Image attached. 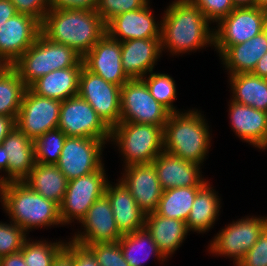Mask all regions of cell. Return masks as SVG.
I'll list each match as a JSON object with an SVG mask.
<instances>
[{"instance_id": "20", "label": "cell", "mask_w": 267, "mask_h": 266, "mask_svg": "<svg viewBox=\"0 0 267 266\" xmlns=\"http://www.w3.org/2000/svg\"><path fill=\"white\" fill-rule=\"evenodd\" d=\"M152 163L163 190L204 186L208 182L200 174L201 165L188 162L165 151H162Z\"/></svg>"}, {"instance_id": "44", "label": "cell", "mask_w": 267, "mask_h": 266, "mask_svg": "<svg viewBox=\"0 0 267 266\" xmlns=\"http://www.w3.org/2000/svg\"><path fill=\"white\" fill-rule=\"evenodd\" d=\"M75 266H99L95 256L87 248L74 243Z\"/></svg>"}, {"instance_id": "31", "label": "cell", "mask_w": 267, "mask_h": 266, "mask_svg": "<svg viewBox=\"0 0 267 266\" xmlns=\"http://www.w3.org/2000/svg\"><path fill=\"white\" fill-rule=\"evenodd\" d=\"M118 242L124 259L130 266H144V261L150 255H154L158 258L157 260L163 262L166 259L145 227L132 233L124 234Z\"/></svg>"}, {"instance_id": "6", "label": "cell", "mask_w": 267, "mask_h": 266, "mask_svg": "<svg viewBox=\"0 0 267 266\" xmlns=\"http://www.w3.org/2000/svg\"><path fill=\"white\" fill-rule=\"evenodd\" d=\"M163 128L132 122H119L111 128L110 140L122 153L124 167L152 163L164 151Z\"/></svg>"}, {"instance_id": "47", "label": "cell", "mask_w": 267, "mask_h": 266, "mask_svg": "<svg viewBox=\"0 0 267 266\" xmlns=\"http://www.w3.org/2000/svg\"><path fill=\"white\" fill-rule=\"evenodd\" d=\"M0 266H27L25 264L22 252L9 254L0 257Z\"/></svg>"}, {"instance_id": "54", "label": "cell", "mask_w": 267, "mask_h": 266, "mask_svg": "<svg viewBox=\"0 0 267 266\" xmlns=\"http://www.w3.org/2000/svg\"><path fill=\"white\" fill-rule=\"evenodd\" d=\"M264 33L267 36V13H266L265 21H264Z\"/></svg>"}, {"instance_id": "41", "label": "cell", "mask_w": 267, "mask_h": 266, "mask_svg": "<svg viewBox=\"0 0 267 266\" xmlns=\"http://www.w3.org/2000/svg\"><path fill=\"white\" fill-rule=\"evenodd\" d=\"M235 266H267V226L260 233L257 242Z\"/></svg>"}, {"instance_id": "13", "label": "cell", "mask_w": 267, "mask_h": 266, "mask_svg": "<svg viewBox=\"0 0 267 266\" xmlns=\"http://www.w3.org/2000/svg\"><path fill=\"white\" fill-rule=\"evenodd\" d=\"M61 103L27 88L15 121L16 127L34 141L47 131L58 128Z\"/></svg>"}, {"instance_id": "32", "label": "cell", "mask_w": 267, "mask_h": 266, "mask_svg": "<svg viewBox=\"0 0 267 266\" xmlns=\"http://www.w3.org/2000/svg\"><path fill=\"white\" fill-rule=\"evenodd\" d=\"M202 187H178L163 190L155 212L160 216L186 222L194 199Z\"/></svg>"}, {"instance_id": "28", "label": "cell", "mask_w": 267, "mask_h": 266, "mask_svg": "<svg viewBox=\"0 0 267 266\" xmlns=\"http://www.w3.org/2000/svg\"><path fill=\"white\" fill-rule=\"evenodd\" d=\"M44 198L61 205L68 179L56 164L36 163L29 175L22 181Z\"/></svg>"}, {"instance_id": "16", "label": "cell", "mask_w": 267, "mask_h": 266, "mask_svg": "<svg viewBox=\"0 0 267 266\" xmlns=\"http://www.w3.org/2000/svg\"><path fill=\"white\" fill-rule=\"evenodd\" d=\"M41 22L18 13L0 26V60L12 65L38 38Z\"/></svg>"}, {"instance_id": "49", "label": "cell", "mask_w": 267, "mask_h": 266, "mask_svg": "<svg viewBox=\"0 0 267 266\" xmlns=\"http://www.w3.org/2000/svg\"><path fill=\"white\" fill-rule=\"evenodd\" d=\"M1 171H5L7 176H0V185L8 182V153L5 151L2 144H0V173Z\"/></svg>"}, {"instance_id": "9", "label": "cell", "mask_w": 267, "mask_h": 266, "mask_svg": "<svg viewBox=\"0 0 267 266\" xmlns=\"http://www.w3.org/2000/svg\"><path fill=\"white\" fill-rule=\"evenodd\" d=\"M267 226V217H243L223 228L210 243L209 253L227 256L237 265L257 242Z\"/></svg>"}, {"instance_id": "27", "label": "cell", "mask_w": 267, "mask_h": 266, "mask_svg": "<svg viewBox=\"0 0 267 266\" xmlns=\"http://www.w3.org/2000/svg\"><path fill=\"white\" fill-rule=\"evenodd\" d=\"M82 67L54 70L34 81L28 88L37 95L64 101L78 95Z\"/></svg>"}, {"instance_id": "39", "label": "cell", "mask_w": 267, "mask_h": 266, "mask_svg": "<svg viewBox=\"0 0 267 266\" xmlns=\"http://www.w3.org/2000/svg\"><path fill=\"white\" fill-rule=\"evenodd\" d=\"M148 3L149 0H97L95 11L107 23L116 15L140 9Z\"/></svg>"}, {"instance_id": "1", "label": "cell", "mask_w": 267, "mask_h": 266, "mask_svg": "<svg viewBox=\"0 0 267 266\" xmlns=\"http://www.w3.org/2000/svg\"><path fill=\"white\" fill-rule=\"evenodd\" d=\"M161 50L174 56L214 45V29L202 11L187 0L173 1L160 21Z\"/></svg>"}, {"instance_id": "12", "label": "cell", "mask_w": 267, "mask_h": 266, "mask_svg": "<svg viewBox=\"0 0 267 266\" xmlns=\"http://www.w3.org/2000/svg\"><path fill=\"white\" fill-rule=\"evenodd\" d=\"M58 128L66 136L96 138L107 142L110 140L111 129L79 95L62 101Z\"/></svg>"}, {"instance_id": "21", "label": "cell", "mask_w": 267, "mask_h": 266, "mask_svg": "<svg viewBox=\"0 0 267 266\" xmlns=\"http://www.w3.org/2000/svg\"><path fill=\"white\" fill-rule=\"evenodd\" d=\"M162 53L160 38L121 42V62L130 79H142L153 71Z\"/></svg>"}, {"instance_id": "48", "label": "cell", "mask_w": 267, "mask_h": 266, "mask_svg": "<svg viewBox=\"0 0 267 266\" xmlns=\"http://www.w3.org/2000/svg\"><path fill=\"white\" fill-rule=\"evenodd\" d=\"M15 126V120L12 117L0 115V144Z\"/></svg>"}, {"instance_id": "53", "label": "cell", "mask_w": 267, "mask_h": 266, "mask_svg": "<svg viewBox=\"0 0 267 266\" xmlns=\"http://www.w3.org/2000/svg\"><path fill=\"white\" fill-rule=\"evenodd\" d=\"M11 65L4 61L0 60V76L10 67Z\"/></svg>"}, {"instance_id": "25", "label": "cell", "mask_w": 267, "mask_h": 266, "mask_svg": "<svg viewBox=\"0 0 267 266\" xmlns=\"http://www.w3.org/2000/svg\"><path fill=\"white\" fill-rule=\"evenodd\" d=\"M144 227L166 260L175 253L189 233L186 222L160 216L156 212L146 214Z\"/></svg>"}, {"instance_id": "46", "label": "cell", "mask_w": 267, "mask_h": 266, "mask_svg": "<svg viewBox=\"0 0 267 266\" xmlns=\"http://www.w3.org/2000/svg\"><path fill=\"white\" fill-rule=\"evenodd\" d=\"M16 14L18 12L10 0H0V26Z\"/></svg>"}, {"instance_id": "10", "label": "cell", "mask_w": 267, "mask_h": 266, "mask_svg": "<svg viewBox=\"0 0 267 266\" xmlns=\"http://www.w3.org/2000/svg\"><path fill=\"white\" fill-rule=\"evenodd\" d=\"M267 11L257 7H236L214 30V47L221 55L229 46L242 44L264 31Z\"/></svg>"}, {"instance_id": "7", "label": "cell", "mask_w": 267, "mask_h": 266, "mask_svg": "<svg viewBox=\"0 0 267 266\" xmlns=\"http://www.w3.org/2000/svg\"><path fill=\"white\" fill-rule=\"evenodd\" d=\"M120 122L164 127L171 112L150 94L142 79H129L121 86Z\"/></svg>"}, {"instance_id": "43", "label": "cell", "mask_w": 267, "mask_h": 266, "mask_svg": "<svg viewBox=\"0 0 267 266\" xmlns=\"http://www.w3.org/2000/svg\"><path fill=\"white\" fill-rule=\"evenodd\" d=\"M97 0H50V9L95 10Z\"/></svg>"}, {"instance_id": "37", "label": "cell", "mask_w": 267, "mask_h": 266, "mask_svg": "<svg viewBox=\"0 0 267 266\" xmlns=\"http://www.w3.org/2000/svg\"><path fill=\"white\" fill-rule=\"evenodd\" d=\"M26 234L12 221L10 224L0 222V257L19 252L27 239Z\"/></svg>"}, {"instance_id": "30", "label": "cell", "mask_w": 267, "mask_h": 266, "mask_svg": "<svg viewBox=\"0 0 267 266\" xmlns=\"http://www.w3.org/2000/svg\"><path fill=\"white\" fill-rule=\"evenodd\" d=\"M231 100L267 112V79L251 73L229 75Z\"/></svg>"}, {"instance_id": "52", "label": "cell", "mask_w": 267, "mask_h": 266, "mask_svg": "<svg viewBox=\"0 0 267 266\" xmlns=\"http://www.w3.org/2000/svg\"><path fill=\"white\" fill-rule=\"evenodd\" d=\"M255 7L267 11V0H255Z\"/></svg>"}, {"instance_id": "14", "label": "cell", "mask_w": 267, "mask_h": 266, "mask_svg": "<svg viewBox=\"0 0 267 266\" xmlns=\"http://www.w3.org/2000/svg\"><path fill=\"white\" fill-rule=\"evenodd\" d=\"M106 143L96 138L67 136L56 165L68 181L95 172L104 165L101 155Z\"/></svg>"}, {"instance_id": "18", "label": "cell", "mask_w": 267, "mask_h": 266, "mask_svg": "<svg viewBox=\"0 0 267 266\" xmlns=\"http://www.w3.org/2000/svg\"><path fill=\"white\" fill-rule=\"evenodd\" d=\"M120 180L145 214L155 212L163 189L153 163L133 164L125 167Z\"/></svg>"}, {"instance_id": "35", "label": "cell", "mask_w": 267, "mask_h": 266, "mask_svg": "<svg viewBox=\"0 0 267 266\" xmlns=\"http://www.w3.org/2000/svg\"><path fill=\"white\" fill-rule=\"evenodd\" d=\"M66 138V134L56 128L35 139L33 143L36 163L56 164Z\"/></svg>"}, {"instance_id": "17", "label": "cell", "mask_w": 267, "mask_h": 266, "mask_svg": "<svg viewBox=\"0 0 267 266\" xmlns=\"http://www.w3.org/2000/svg\"><path fill=\"white\" fill-rule=\"evenodd\" d=\"M82 62L88 71L120 87L130 79L121 62V42L107 34L82 57Z\"/></svg>"}, {"instance_id": "29", "label": "cell", "mask_w": 267, "mask_h": 266, "mask_svg": "<svg viewBox=\"0 0 267 266\" xmlns=\"http://www.w3.org/2000/svg\"><path fill=\"white\" fill-rule=\"evenodd\" d=\"M220 198L207 182L197 193L186 220L188 231L208 232L219 216Z\"/></svg>"}, {"instance_id": "42", "label": "cell", "mask_w": 267, "mask_h": 266, "mask_svg": "<svg viewBox=\"0 0 267 266\" xmlns=\"http://www.w3.org/2000/svg\"><path fill=\"white\" fill-rule=\"evenodd\" d=\"M18 13L28 14L40 22L50 10V0H10Z\"/></svg>"}, {"instance_id": "15", "label": "cell", "mask_w": 267, "mask_h": 266, "mask_svg": "<svg viewBox=\"0 0 267 266\" xmlns=\"http://www.w3.org/2000/svg\"><path fill=\"white\" fill-rule=\"evenodd\" d=\"M80 222L84 231H78L70 241L83 247L93 243H115L123 236L105 194L94 202Z\"/></svg>"}, {"instance_id": "36", "label": "cell", "mask_w": 267, "mask_h": 266, "mask_svg": "<svg viewBox=\"0 0 267 266\" xmlns=\"http://www.w3.org/2000/svg\"><path fill=\"white\" fill-rule=\"evenodd\" d=\"M149 74L142 80L145 82L150 94L171 113L179 112L173 104L177 95L174 79L165 73H153L151 71Z\"/></svg>"}, {"instance_id": "3", "label": "cell", "mask_w": 267, "mask_h": 266, "mask_svg": "<svg viewBox=\"0 0 267 266\" xmlns=\"http://www.w3.org/2000/svg\"><path fill=\"white\" fill-rule=\"evenodd\" d=\"M0 196L10 221L26 233L36 227L62 225L59 205L33 191L24 182L1 184Z\"/></svg>"}, {"instance_id": "40", "label": "cell", "mask_w": 267, "mask_h": 266, "mask_svg": "<svg viewBox=\"0 0 267 266\" xmlns=\"http://www.w3.org/2000/svg\"><path fill=\"white\" fill-rule=\"evenodd\" d=\"M189 3L197 6L206 19L216 24L225 18L234 8L232 0H187Z\"/></svg>"}, {"instance_id": "5", "label": "cell", "mask_w": 267, "mask_h": 266, "mask_svg": "<svg viewBox=\"0 0 267 266\" xmlns=\"http://www.w3.org/2000/svg\"><path fill=\"white\" fill-rule=\"evenodd\" d=\"M29 87L38 78L58 69L83 67L82 56L74 49L47 39L42 33L11 65Z\"/></svg>"}, {"instance_id": "51", "label": "cell", "mask_w": 267, "mask_h": 266, "mask_svg": "<svg viewBox=\"0 0 267 266\" xmlns=\"http://www.w3.org/2000/svg\"><path fill=\"white\" fill-rule=\"evenodd\" d=\"M236 7H255V0H232Z\"/></svg>"}, {"instance_id": "26", "label": "cell", "mask_w": 267, "mask_h": 266, "mask_svg": "<svg viewBox=\"0 0 267 266\" xmlns=\"http://www.w3.org/2000/svg\"><path fill=\"white\" fill-rule=\"evenodd\" d=\"M267 52V36L264 33L242 43L229 46L219 57L230 75L251 73Z\"/></svg>"}, {"instance_id": "19", "label": "cell", "mask_w": 267, "mask_h": 266, "mask_svg": "<svg viewBox=\"0 0 267 266\" xmlns=\"http://www.w3.org/2000/svg\"><path fill=\"white\" fill-rule=\"evenodd\" d=\"M149 4L114 16L106 23V34L119 42L160 38L161 22L156 23Z\"/></svg>"}, {"instance_id": "11", "label": "cell", "mask_w": 267, "mask_h": 266, "mask_svg": "<svg viewBox=\"0 0 267 266\" xmlns=\"http://www.w3.org/2000/svg\"><path fill=\"white\" fill-rule=\"evenodd\" d=\"M78 95L90 104L110 129L120 122V86L106 82L83 66L79 75Z\"/></svg>"}, {"instance_id": "45", "label": "cell", "mask_w": 267, "mask_h": 266, "mask_svg": "<svg viewBox=\"0 0 267 266\" xmlns=\"http://www.w3.org/2000/svg\"><path fill=\"white\" fill-rule=\"evenodd\" d=\"M52 266H75L74 242L66 243V246L54 258Z\"/></svg>"}, {"instance_id": "33", "label": "cell", "mask_w": 267, "mask_h": 266, "mask_svg": "<svg viewBox=\"0 0 267 266\" xmlns=\"http://www.w3.org/2000/svg\"><path fill=\"white\" fill-rule=\"evenodd\" d=\"M27 88L19 73L10 66L0 76V115L16 121Z\"/></svg>"}, {"instance_id": "34", "label": "cell", "mask_w": 267, "mask_h": 266, "mask_svg": "<svg viewBox=\"0 0 267 266\" xmlns=\"http://www.w3.org/2000/svg\"><path fill=\"white\" fill-rule=\"evenodd\" d=\"M66 246L63 241L48 242L46 240L32 241L26 239L22 249V256L27 266H52L56 255Z\"/></svg>"}, {"instance_id": "22", "label": "cell", "mask_w": 267, "mask_h": 266, "mask_svg": "<svg viewBox=\"0 0 267 266\" xmlns=\"http://www.w3.org/2000/svg\"><path fill=\"white\" fill-rule=\"evenodd\" d=\"M229 118L233 132L253 147L267 148V112L252 106L229 102Z\"/></svg>"}, {"instance_id": "50", "label": "cell", "mask_w": 267, "mask_h": 266, "mask_svg": "<svg viewBox=\"0 0 267 266\" xmlns=\"http://www.w3.org/2000/svg\"><path fill=\"white\" fill-rule=\"evenodd\" d=\"M252 73L257 75L258 77L267 79V52L258 61Z\"/></svg>"}, {"instance_id": "2", "label": "cell", "mask_w": 267, "mask_h": 266, "mask_svg": "<svg viewBox=\"0 0 267 266\" xmlns=\"http://www.w3.org/2000/svg\"><path fill=\"white\" fill-rule=\"evenodd\" d=\"M41 33L83 57L106 34V23L95 10L50 9L41 22Z\"/></svg>"}, {"instance_id": "8", "label": "cell", "mask_w": 267, "mask_h": 266, "mask_svg": "<svg viewBox=\"0 0 267 266\" xmlns=\"http://www.w3.org/2000/svg\"><path fill=\"white\" fill-rule=\"evenodd\" d=\"M104 166L87 175L68 181L60 207L62 225L78 222L87 214L94 202L105 194L109 181Z\"/></svg>"}, {"instance_id": "24", "label": "cell", "mask_w": 267, "mask_h": 266, "mask_svg": "<svg viewBox=\"0 0 267 266\" xmlns=\"http://www.w3.org/2000/svg\"><path fill=\"white\" fill-rule=\"evenodd\" d=\"M1 144L8 153V182H22L36 164L33 140L15 126Z\"/></svg>"}, {"instance_id": "4", "label": "cell", "mask_w": 267, "mask_h": 266, "mask_svg": "<svg viewBox=\"0 0 267 266\" xmlns=\"http://www.w3.org/2000/svg\"><path fill=\"white\" fill-rule=\"evenodd\" d=\"M197 110L169 115L163 128L164 151L201 165L209 151V126Z\"/></svg>"}, {"instance_id": "38", "label": "cell", "mask_w": 267, "mask_h": 266, "mask_svg": "<svg viewBox=\"0 0 267 266\" xmlns=\"http://www.w3.org/2000/svg\"><path fill=\"white\" fill-rule=\"evenodd\" d=\"M99 266H130L124 259L120 243H93L86 246Z\"/></svg>"}, {"instance_id": "23", "label": "cell", "mask_w": 267, "mask_h": 266, "mask_svg": "<svg viewBox=\"0 0 267 266\" xmlns=\"http://www.w3.org/2000/svg\"><path fill=\"white\" fill-rule=\"evenodd\" d=\"M105 195L111 203L118 230L122 235L144 228L146 214L121 180L114 186L108 181Z\"/></svg>"}]
</instances>
